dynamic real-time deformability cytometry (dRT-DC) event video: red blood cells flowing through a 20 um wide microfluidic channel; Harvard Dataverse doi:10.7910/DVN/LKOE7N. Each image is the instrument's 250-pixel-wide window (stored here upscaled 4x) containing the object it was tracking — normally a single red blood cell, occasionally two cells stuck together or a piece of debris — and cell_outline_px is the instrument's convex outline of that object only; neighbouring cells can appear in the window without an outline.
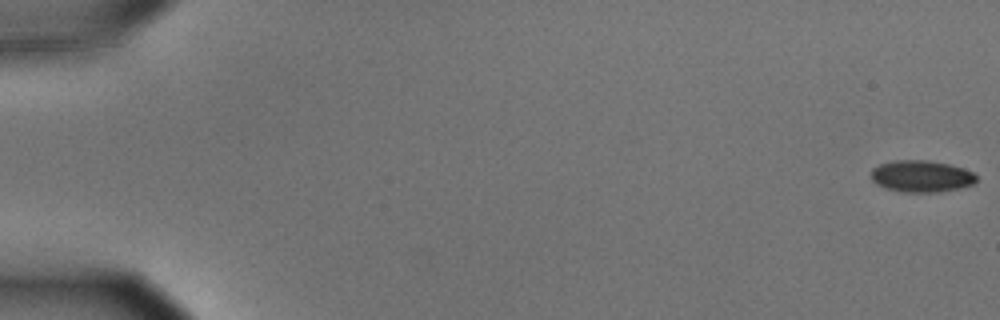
{"species": "common noctule bat (a hibernating species)", "species_latin": "Nyctalus noctula", "temperature_condition": "cold", "stored_images_in_passage": 57, "camera_frame_rate_fps": 3000, "um_per_image_px": 0.085, "animal": {"sex": "male", "body_mass_g": 15.6}, "frame": {"image": 1, "passage_image": 1, "time_ms": 0.0, "image_size_px": [1000, 320], "cell_outline_px": [[976, 184], [960, 188], [940, 192], [904, 192], [884, 188], [876, 184], [872, 180], [872, 168], [880, 164], [896, 160], [928, 160], [948, 164], [964, 168], [972, 172], [976, 176]], "centroid_in_image_um": [78.33, 14.99], "position_along_channel_um": 6.7, "area_um2": 19.59}}
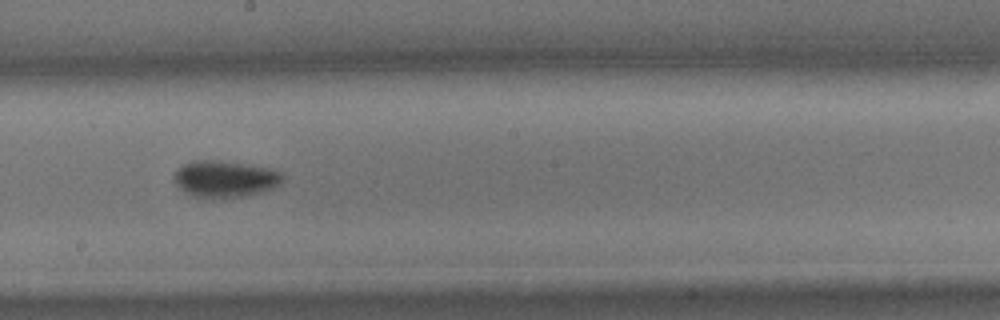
{"frame": {"image": 2, "passage_image": 33, "time_ms": 10.667, "image_size_px": [1000, 320], "cell_outline_px": [[284, 176], [280, 184], [264, 192], [248, 196], [220, 200], [208, 200], [192, 196], [184, 192], [176, 184], [172, 176], [184, 164], [192, 160], [220, 160], [268, 168], [280, 172]], "centroid_in_image_um": [19.1, 15.25], "position_along_channel_um": 229.1, "area_um2": 23.81}}
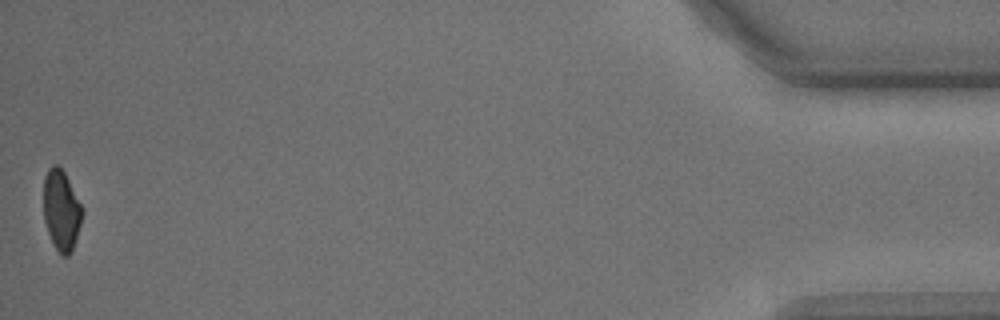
{"frame": {"image": 3, "passage_image": 57, "time_ms": 18.667, "image_size_px": [1000, 320], "cell_outline_px": [[84, 208], [80, 224], [72, 248], [68, 256], [64, 256], [56, 248], [48, 232], [44, 220], [44, 176], [48, 168], [52, 164], [56, 164], [64, 172]], "centroid_in_image_um": [5.21, 17.81], "position_along_channel_um": 430.0, "area_um2": 17.86}, "authors_computed_cell_mechanics": {"area_um2": 20.6346, "velocity_mm_per_s": 3.5893, "shape_relaxation_time_tau1_ms": 5.4283, "shape_relaxation_time_tau2_ms": null, "deformation_change_tau1": 0.1242, "deformation_change_tau2": null}}